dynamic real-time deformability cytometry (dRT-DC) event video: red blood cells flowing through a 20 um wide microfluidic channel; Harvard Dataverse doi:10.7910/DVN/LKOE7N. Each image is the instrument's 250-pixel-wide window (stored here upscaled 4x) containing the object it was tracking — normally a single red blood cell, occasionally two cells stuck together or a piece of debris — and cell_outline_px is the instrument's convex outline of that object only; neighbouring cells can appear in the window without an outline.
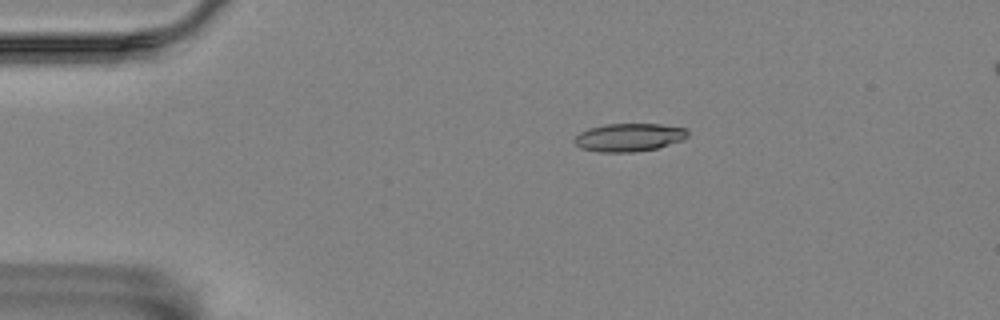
{"species": "Egyptian fruit bat (a non-hibernating species)", "species_latin": "Rousettus aegyptiacus", "temperature_condition": "room temperature", "stored_images_in_passage": 6, "camera_frame_rate_fps": 3000, "um_per_image_px": 0.085, "animal": {"sex": "female"}, "frame": {"image": 1, "passage_image": 4, "time_ms": 3.333, "image_size_px": [1000, 320], "cell_outline_px": [[688, 136], [684, 140], [656, 148], [632, 152], [600, 152], [580, 148], [572, 140], [580, 132], [588, 128], [604, 124], [660, 124], [684, 128], [688, 132]], "centroid_in_image_um": [53.44, 11.67], "position_along_channel_um": 31.6, "area_um2": 18.55}}
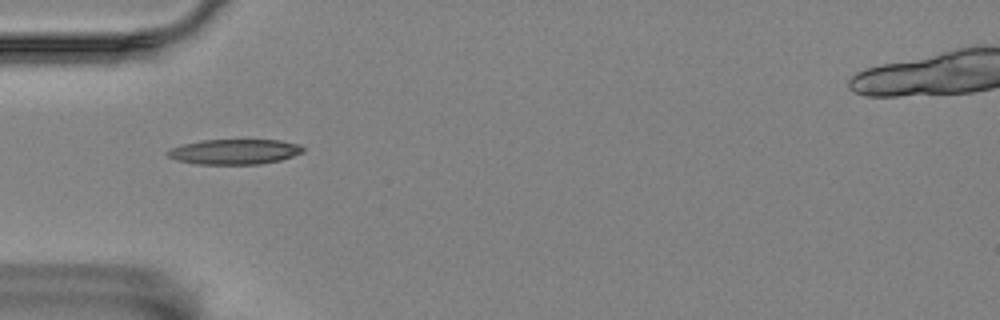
{"frame": {"image": 2, "passage_image": 5, "time_ms": 5.667, "image_size_px": [1000, 320], "cell_outline_px": [[304, 152], [280, 160], [260, 164], [196, 164], [176, 160], [168, 156], [164, 152], [172, 148], [184, 144], [200, 140], [280, 140], [300, 144], [304, 148]], "centroid_in_image_um": [19.94, 12.89], "position_along_channel_um": 65.1, "area_um2": 19.88}}
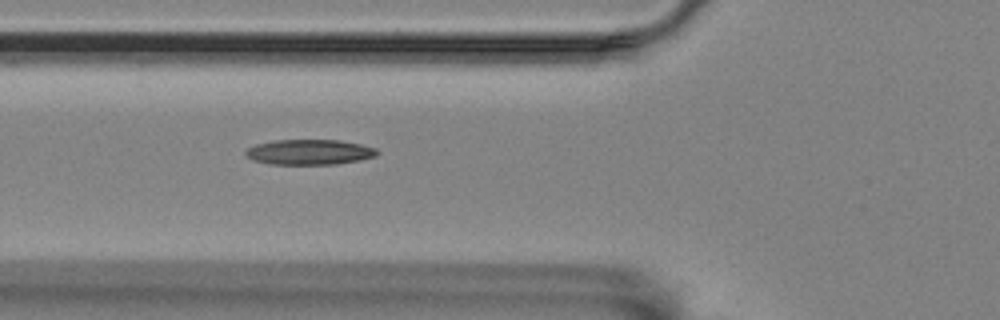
{"frame": {"image": 3, "passage_image": 6, "time_ms": 6.667, "image_size_px": [1000, 320], "cell_outline_px": [[380, 152], [376, 156], [360, 160], [336, 164], [268, 164], [252, 160], [244, 152], [248, 148], [256, 144], [276, 140], [340, 140], [360, 144], [376, 148]], "centroid_in_image_um": [26.32, 12.93], "position_along_channel_um": 99.5, "area_um2": 19.36}}